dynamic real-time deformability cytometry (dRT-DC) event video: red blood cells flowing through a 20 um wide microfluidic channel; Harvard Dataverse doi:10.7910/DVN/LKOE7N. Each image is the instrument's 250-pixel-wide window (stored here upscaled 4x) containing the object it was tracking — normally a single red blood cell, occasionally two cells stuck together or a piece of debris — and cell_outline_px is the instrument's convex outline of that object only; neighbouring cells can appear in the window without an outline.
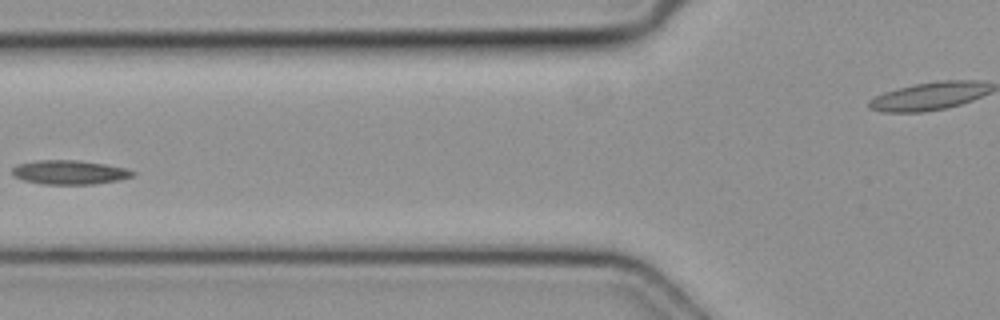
{"species": "common noctule bat (a hibernating species)", "species_latin": "Nyctalus noctula", "temperature_condition": "cold", "stored_images_in_passage": 5, "camera_frame_rate_fps": 3000, "um_per_image_px": 0.085, "animal": {"sex": "female", "body_mass_g": 19.3, "forearm_length_mm": 54.1}, "frame": {"image": 1, "passage_image": 5, "time_ms": 1.333, "image_size_px": [1000, 320], "cell_outline_px": [[136, 172], [132, 176], [120, 180], [96, 184], [40, 184], [24, 180], [12, 176], [12, 168], [16, 164], [36, 160], [80, 160], [104, 164], [124, 168]], "centroid_in_image_um": [5.87, 14.64], "position_along_channel_um": 119.9, "area_um2": 17.05}}